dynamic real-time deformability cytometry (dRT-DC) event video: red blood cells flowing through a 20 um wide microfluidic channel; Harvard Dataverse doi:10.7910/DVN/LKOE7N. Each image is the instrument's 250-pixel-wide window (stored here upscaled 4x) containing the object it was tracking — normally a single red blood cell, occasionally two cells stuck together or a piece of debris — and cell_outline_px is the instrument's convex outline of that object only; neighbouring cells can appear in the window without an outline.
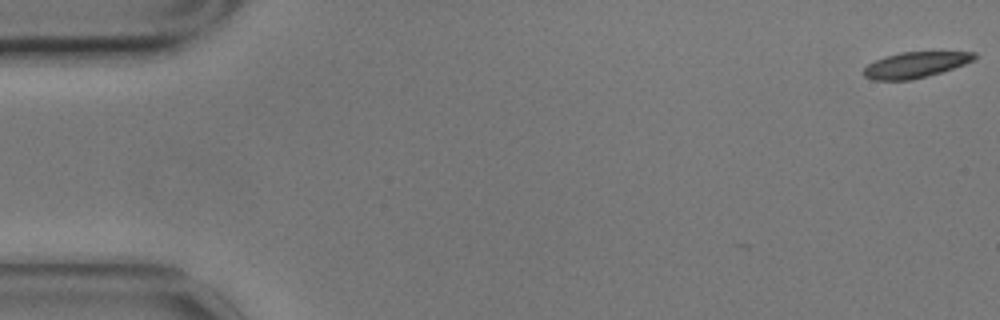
{"species": "common noctule bat (a hibernating species)", "species_latin": "Nyctalus noctula", "temperature_condition": "cold", "stored_images_in_passage": 13, "camera_frame_rate_fps": 3000, "um_per_image_px": 0.085, "animal": {"sex": "male", "body_mass_g": 17.9}, "frame": {"image": 1, "passage_image": 1, "time_ms": 0.0, "image_size_px": [1000, 320], "cell_outline_px": [[976, 60], [928, 76], [912, 80], [872, 80], [864, 76], [864, 68], [868, 64], [884, 56], [900, 52], [976, 52]], "centroid_in_image_um": [77.8, 5.51], "position_along_channel_um": 7.2, "area_um2": 16.59}}